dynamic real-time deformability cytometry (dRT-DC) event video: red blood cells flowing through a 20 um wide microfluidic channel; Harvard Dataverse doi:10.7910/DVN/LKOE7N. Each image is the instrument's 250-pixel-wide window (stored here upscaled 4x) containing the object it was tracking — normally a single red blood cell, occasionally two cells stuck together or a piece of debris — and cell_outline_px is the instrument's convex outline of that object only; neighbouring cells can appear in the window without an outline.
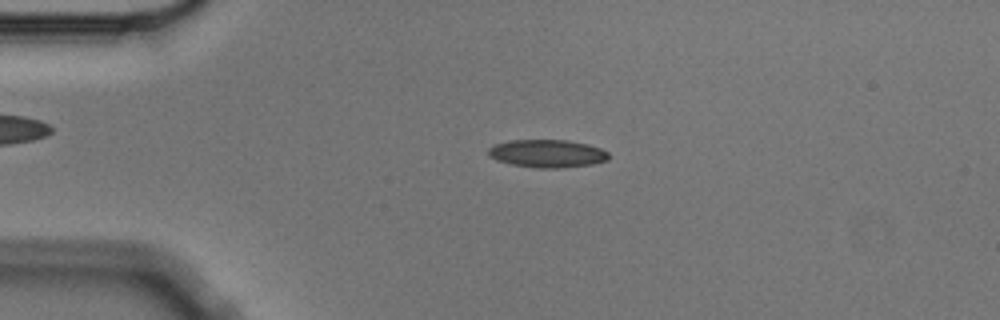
{"species": "Egyptian fruit bat (a non-hibernating species)", "species_latin": "Rousettus aegyptiacus", "temperature_condition": "cold", "stored_images_in_passage": 3, "camera_frame_rate_fps": 3000, "um_per_image_px": 0.085, "animal": {"sex": "male"}, "frame": {"image": 1, "passage_image": 2, "time_ms": 0.333, "image_size_px": [1000, 320], "cell_outline_px": [[608, 160], [592, 164], [560, 168], [536, 168], [512, 164], [496, 160], [488, 156], [488, 148], [492, 144], [508, 140], [568, 140], [588, 144], [600, 148], [608, 152]], "centroid_in_image_um": [46.48, 13.04], "position_along_channel_um": 38.5, "area_um2": 19.71}}